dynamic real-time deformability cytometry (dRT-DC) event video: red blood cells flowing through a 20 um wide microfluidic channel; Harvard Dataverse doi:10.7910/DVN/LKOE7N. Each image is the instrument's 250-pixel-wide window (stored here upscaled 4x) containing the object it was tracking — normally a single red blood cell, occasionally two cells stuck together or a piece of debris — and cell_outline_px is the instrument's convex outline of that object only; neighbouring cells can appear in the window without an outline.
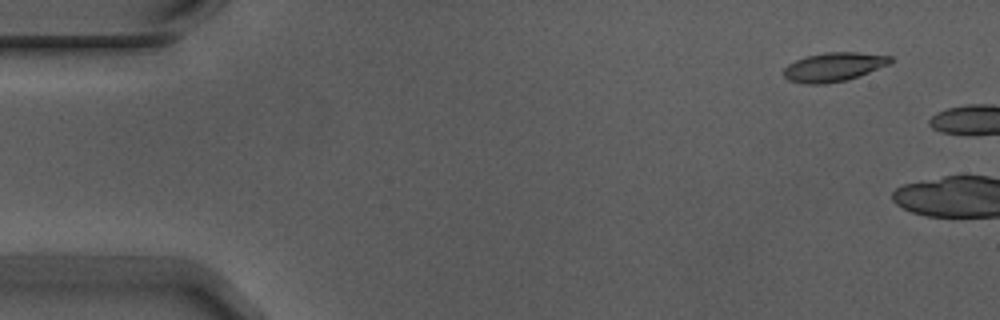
{"species": "Egyptian fruit bat (a non-hibernating species)", "species_latin": "Rousettus aegyptiacus", "temperature_condition": "warm", "stored_images_in_passage": 2, "camera_frame_rate_fps": 3000, "um_per_image_px": 0.085, "animal": {"sex": "male"}, "frame": {"image": 1, "passage_image": 1, "time_ms": 0.0, "image_size_px": [1000, 320], "cell_outline_px": [[892, 60], [888, 64], [860, 76], [848, 80], [824, 84], [804, 84], [788, 80], [784, 76], [784, 68], [788, 64], [796, 60], [808, 56], [824, 52], [856, 52], [892, 56]], "centroid_in_image_um": [70.85, 5.7], "position_along_channel_um": 14.1, "area_um2": 17.98}}